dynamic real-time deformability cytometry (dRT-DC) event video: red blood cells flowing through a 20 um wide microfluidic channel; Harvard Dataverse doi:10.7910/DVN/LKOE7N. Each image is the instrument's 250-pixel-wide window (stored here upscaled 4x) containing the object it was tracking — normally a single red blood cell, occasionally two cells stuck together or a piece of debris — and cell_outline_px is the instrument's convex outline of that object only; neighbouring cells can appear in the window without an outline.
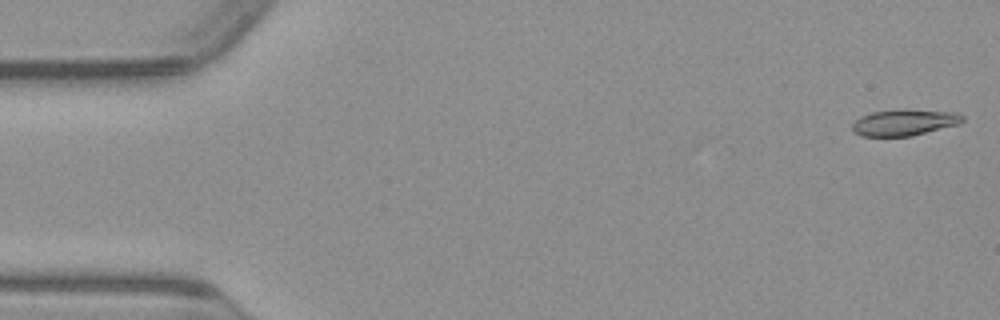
{"species": "common noctule bat (a hibernating species)", "species_latin": "Nyctalus noctula", "temperature_condition": "warm", "stored_images_in_passage": 16, "camera_frame_rate_fps": 3000, "um_per_image_px": 0.085, "animal": {"sex": "male", "body_mass_g": 23.1, "forearm_length_mm": 52.7}, "frame": {"image": 1, "passage_image": 1, "time_ms": 0.0, "image_size_px": [1000, 320], "cell_outline_px": [[964, 120], [960, 124], [912, 136], [860, 136], [852, 132], [852, 124], [860, 116], [872, 112], [900, 108], [904, 108], [960, 112], [964, 116]], "centroid_in_image_um": [76.9, 10.39], "position_along_channel_um": 8.1, "area_um2": 17.46}}
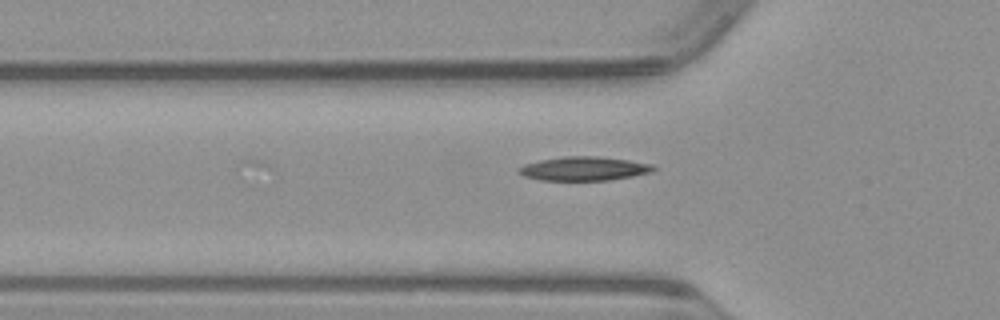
{"frame": {"image": 2, "passage_image": 16, "time_ms": 5.0, "image_size_px": [1000, 320], "cell_outline_px": [[656, 168], [652, 172], [632, 176], [608, 180], [540, 180], [524, 176], [516, 172], [516, 168], [524, 164], [540, 160], [564, 156], [600, 156], [628, 160], [652, 164]], "centroid_in_image_um": [49.6, 14.33], "position_along_channel_um": 76.2, "area_um2": 18.84}}